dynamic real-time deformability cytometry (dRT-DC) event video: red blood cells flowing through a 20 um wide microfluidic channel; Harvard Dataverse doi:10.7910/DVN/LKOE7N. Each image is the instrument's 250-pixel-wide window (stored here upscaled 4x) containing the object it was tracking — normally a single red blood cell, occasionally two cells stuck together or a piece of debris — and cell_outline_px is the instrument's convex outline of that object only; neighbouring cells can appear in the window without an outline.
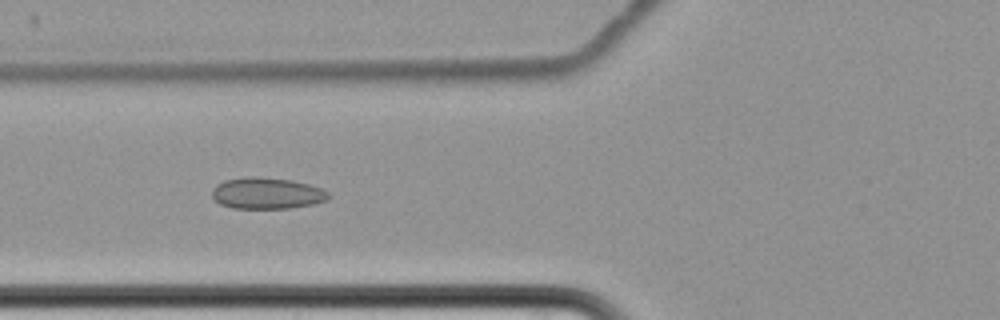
{"species": "common noctule bat (a hibernating species)", "species_latin": "Nyctalus noctula", "temperature_condition": "cold", "stored_images_in_passage": 16, "camera_frame_rate_fps": 3000, "um_per_image_px": 0.085, "animal": {"sex": "female", "body_mass_g": 22.7, "forearm_length_mm": 54.2}, "frame": {"image": 1, "passage_image": 7, "time_ms": 8.0, "image_size_px": [1000, 320], "cell_outline_px": [[328, 200], [312, 204], [288, 208], [232, 208], [220, 204], [212, 196], [212, 188], [216, 184], [224, 180], [248, 176], [252, 176], [292, 180], [308, 184], [320, 188], [328, 192]], "centroid_in_image_um": [22.65, 16.42], "position_along_channel_um": 103.2, "area_um2": 21.21}}
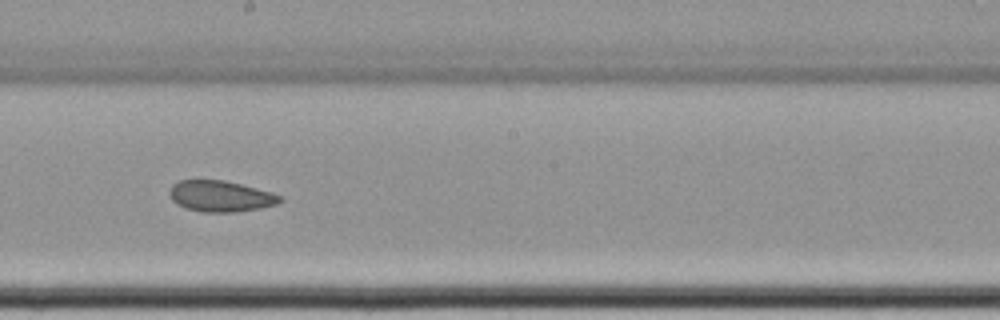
{"frame": {"image": 2, "passage_image": 10, "time_ms": 11.667, "image_size_px": [1000, 320], "cell_outline_px": [[284, 200], [276, 204], [260, 208], [236, 212], [200, 212], [188, 208], [172, 200], [168, 192], [172, 184], [180, 180], [224, 180], [272, 192], [280, 196]], "centroid_in_image_um": [18.75, 16.67], "position_along_channel_um": 229.5, "area_um2": 19.88}}
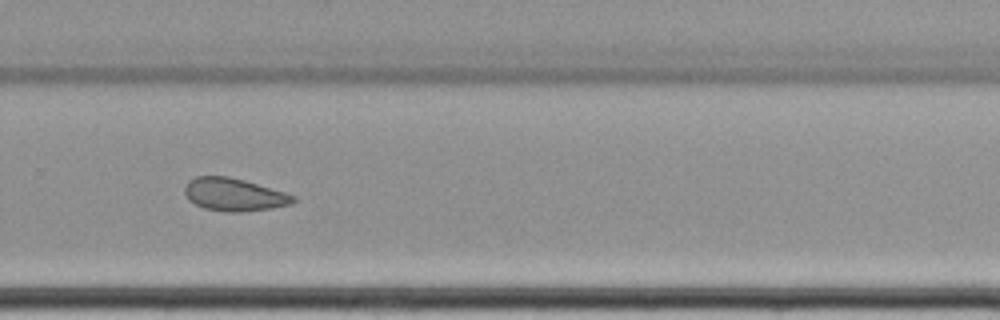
{"frame": {"image": 3, "passage_image": 12, "time_ms": 14.0, "image_size_px": [1000, 320], "cell_outline_px": [[296, 200], [292, 204], [272, 208], [240, 212], [224, 212], [204, 208], [188, 200], [184, 192], [184, 188], [188, 180], [196, 176], [228, 176], [244, 180], [284, 192], [296, 196]], "centroid_in_image_um": [19.88, 16.54], "position_along_channel_um": 309.9, "area_um2": 20.81}}